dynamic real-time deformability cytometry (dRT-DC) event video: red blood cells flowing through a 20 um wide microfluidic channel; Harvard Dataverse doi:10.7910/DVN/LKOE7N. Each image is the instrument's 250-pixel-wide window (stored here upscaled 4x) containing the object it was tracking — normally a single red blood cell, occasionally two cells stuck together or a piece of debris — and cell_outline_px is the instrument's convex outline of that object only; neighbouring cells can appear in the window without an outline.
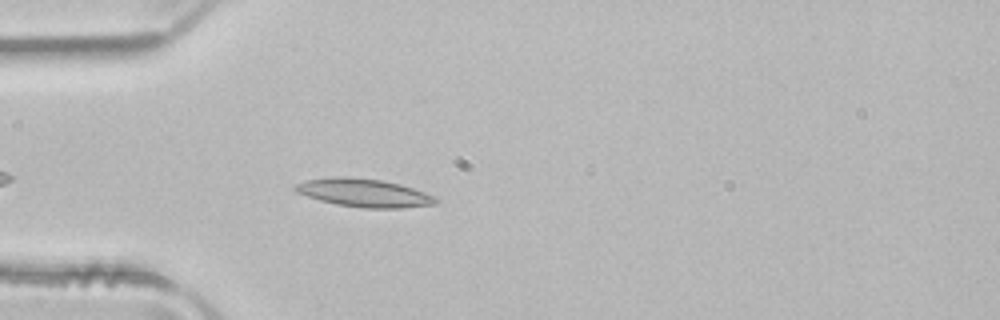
{"species": "common noctule bat (a hibernating species)", "species_latin": "Nyctalus noctula", "temperature_condition": "room temperature", "stored_images_in_passage": 41, "camera_frame_rate_fps": 3000, "um_per_image_px": 0.085, "animal": {"sex": "male", "body_mass_g": 21.5, "forearm_length_mm": 52.0}, "frame": {"image": 1, "passage_image": 5, "time_ms": 1.333, "image_size_px": [1000, 320], "cell_outline_px": [[440, 200], [436, 204], [400, 208], [360, 208], [336, 204], [320, 200], [308, 196], [292, 188], [296, 184], [308, 180], [332, 176], [352, 176], [384, 180], [400, 184], [436, 196]], "centroid_in_image_um": [30.98, 16.38], "position_along_channel_um": 54.0, "area_um2": 23.18}}
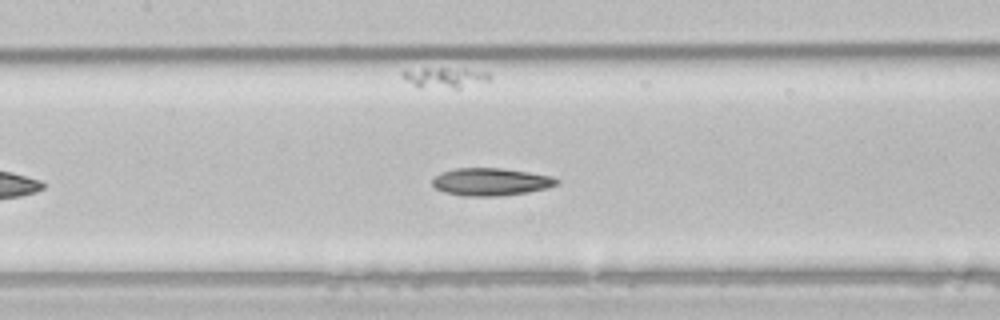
{"frame": {"image": 2, "passage_image": 14, "time_ms": 4.333, "image_size_px": [1000, 320], "cell_outline_px": [[560, 184], [548, 188], [528, 192], [500, 196], [464, 196], [444, 192], [436, 188], [432, 184], [432, 180], [440, 172], [456, 168], [500, 168], [528, 172], [552, 176], [560, 180]], "centroid_in_image_um": [41.75, 15.46], "position_along_channel_um": 165.7, "area_um2": 20.11}}
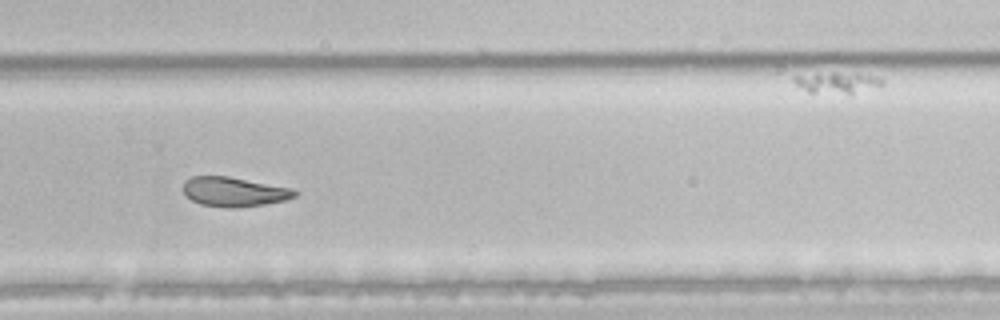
{"frame": {"image": 3, "passage_image": 25, "time_ms": 8.0, "image_size_px": [1000, 320], "cell_outline_px": [[300, 192], [296, 196], [284, 200], [264, 204], [236, 208], [228, 208], [200, 204], [192, 200], [184, 192], [184, 180], [192, 176], [228, 176], [292, 188]], "centroid_in_image_um": [19.91, 16.3], "position_along_channel_um": 309.9, "area_um2": 19.13}, "authors_computed_cell_mechanics": {"area_um2": 20.9236, "velocity_mm_per_s": 3.9536, "shape_relaxation_time_tau1_ms": 5.4677, "shape_relaxation_time_tau2_ms": 3.164, "deformation_change_tau1": 0.1494, "deformation_change_tau2": 0.0887}}